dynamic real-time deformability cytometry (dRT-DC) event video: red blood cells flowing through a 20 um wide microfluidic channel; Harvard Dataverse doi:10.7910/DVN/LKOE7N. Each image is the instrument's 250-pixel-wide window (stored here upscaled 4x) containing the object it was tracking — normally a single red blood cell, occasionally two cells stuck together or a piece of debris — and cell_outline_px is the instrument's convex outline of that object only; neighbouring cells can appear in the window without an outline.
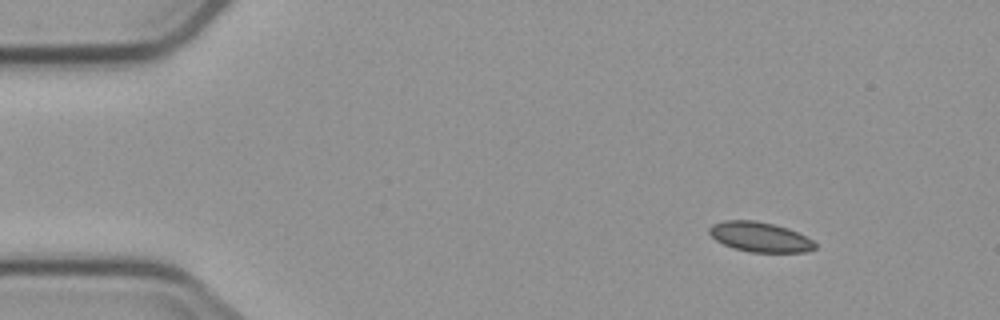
{"species": "common noctule bat (a hibernating species)", "species_latin": "Nyctalus noctula", "temperature_condition": "cold", "stored_images_in_passage": 8, "camera_frame_rate_fps": 3000, "um_per_image_px": 0.085, "animal": {"sex": "male", "body_mass_g": 23.1, "forearm_length_mm": 52.7}, "frame": {"image": 1, "passage_image": 1, "time_ms": 0.0, "image_size_px": [1000, 320], "cell_outline_px": [[816, 248], [804, 252], [752, 252], [732, 248], [716, 240], [708, 232], [708, 228], [712, 224], [724, 220], [756, 220], [776, 224], [788, 228], [812, 240], [816, 244]], "centroid_in_image_um": [64.57, 20.13], "position_along_channel_um": 20.4, "area_um2": 18.44}}
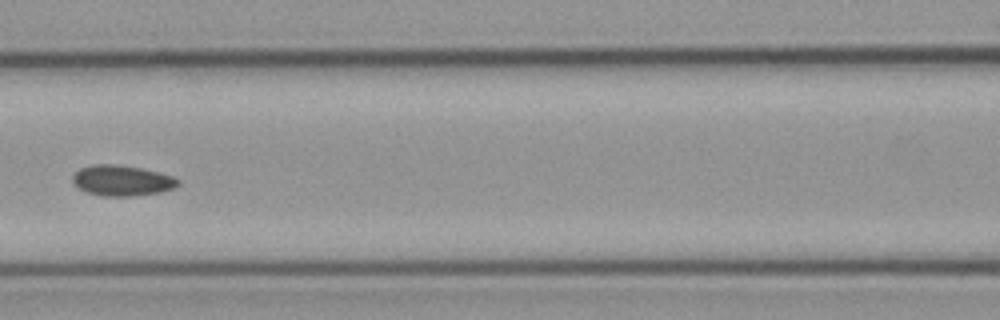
{"frame": {"image": 2, "passage_image": 6, "time_ms": 6.0, "image_size_px": [1000, 320], "cell_outline_px": [[180, 184], [176, 188], [160, 192], [132, 196], [100, 196], [88, 192], [80, 188], [72, 180], [72, 176], [80, 168], [92, 164], [116, 164], [140, 168], [172, 176], [180, 180]], "centroid_in_image_um": [10.39, 15.35], "position_along_channel_um": 156.2, "area_um2": 18.73}}
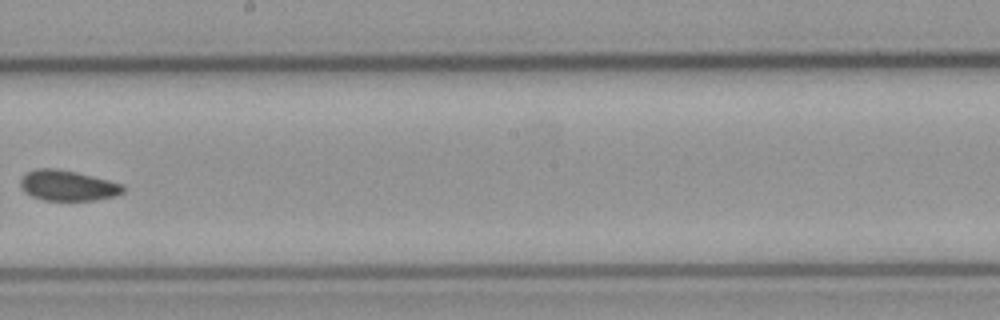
{"frame": {"image": 3, "passage_image": 8, "time_ms": 8.333, "image_size_px": [1000, 320], "cell_outline_px": [[124, 192], [116, 196], [96, 200], [44, 200], [32, 196], [24, 192], [20, 188], [20, 180], [28, 172], [36, 168], [56, 168], [76, 172], [108, 180], [120, 184], [124, 188]], "centroid_in_image_um": [5.73, 15.77], "position_along_channel_um": 242.5, "area_um2": 18.15}}